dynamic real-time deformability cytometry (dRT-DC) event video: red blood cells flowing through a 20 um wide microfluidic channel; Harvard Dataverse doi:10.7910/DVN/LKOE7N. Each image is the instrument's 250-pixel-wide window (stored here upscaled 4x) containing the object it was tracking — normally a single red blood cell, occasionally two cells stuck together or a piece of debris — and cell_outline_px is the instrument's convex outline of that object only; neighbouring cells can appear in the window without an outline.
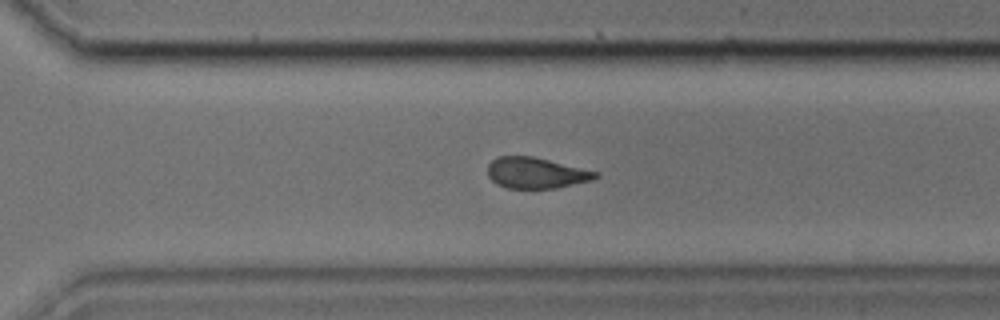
{"species": "common noctule bat (a hibernating species)", "species_latin": "Nyctalus noctula", "temperature_condition": "cold", "stored_images_in_passage": 33, "camera_frame_rate_fps": 3000, "um_per_image_px": 0.085, "animal": {"sex": "male", "body_mass_g": 17.9, "forearm_length_mm": 54.2}, "frame": {"image": 1, "passage_image": 24, "time_ms": 7.667, "image_size_px": [1000, 320], "cell_outline_px": [[600, 176], [592, 180], [556, 188], [508, 188], [496, 184], [488, 176], [488, 164], [492, 160], [500, 156], [532, 156], [600, 172]], "centroid_in_image_um": [45.58, 14.7], "position_along_channel_um": 325.0, "area_um2": 19.42}}